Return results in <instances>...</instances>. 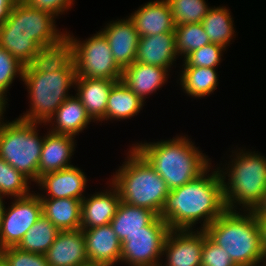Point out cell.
<instances>
[{"label": "cell", "instance_id": "6da1fadb", "mask_svg": "<svg viewBox=\"0 0 266 266\" xmlns=\"http://www.w3.org/2000/svg\"><path fill=\"white\" fill-rule=\"evenodd\" d=\"M76 79L75 62L66 51L46 55L43 59L24 67L23 79L26 85L30 109L19 119L26 122H46L59 106L71 95Z\"/></svg>", "mask_w": 266, "mask_h": 266}, {"label": "cell", "instance_id": "7a4b0ae2", "mask_svg": "<svg viewBox=\"0 0 266 266\" xmlns=\"http://www.w3.org/2000/svg\"><path fill=\"white\" fill-rule=\"evenodd\" d=\"M210 169L211 166L193 181L169 191L159 217L170 229L192 230L200 220L203 222L199 229L204 230L227 210L218 167L209 174Z\"/></svg>", "mask_w": 266, "mask_h": 266}, {"label": "cell", "instance_id": "3957f363", "mask_svg": "<svg viewBox=\"0 0 266 266\" xmlns=\"http://www.w3.org/2000/svg\"><path fill=\"white\" fill-rule=\"evenodd\" d=\"M166 182L169 190L181 187L203 174L211 165L210 158L186 136L170 140L133 144Z\"/></svg>", "mask_w": 266, "mask_h": 266}, {"label": "cell", "instance_id": "277c9868", "mask_svg": "<svg viewBox=\"0 0 266 266\" xmlns=\"http://www.w3.org/2000/svg\"><path fill=\"white\" fill-rule=\"evenodd\" d=\"M226 210L204 229L237 266L266 264L257 217L252 211Z\"/></svg>", "mask_w": 266, "mask_h": 266}, {"label": "cell", "instance_id": "5b68a950", "mask_svg": "<svg viewBox=\"0 0 266 266\" xmlns=\"http://www.w3.org/2000/svg\"><path fill=\"white\" fill-rule=\"evenodd\" d=\"M126 159L110 182L117 188L122 202L146 208L159 216L170 191L166 182L133 146Z\"/></svg>", "mask_w": 266, "mask_h": 266}, {"label": "cell", "instance_id": "8992f818", "mask_svg": "<svg viewBox=\"0 0 266 266\" xmlns=\"http://www.w3.org/2000/svg\"><path fill=\"white\" fill-rule=\"evenodd\" d=\"M245 150L239 149L236 153L232 151L234 155L231 156L235 157L231 158L232 164H227L223 170L218 167L228 210H237L239 205V210L243 208L244 211H252L266 191V157L258 152Z\"/></svg>", "mask_w": 266, "mask_h": 266}, {"label": "cell", "instance_id": "52a82bcc", "mask_svg": "<svg viewBox=\"0 0 266 266\" xmlns=\"http://www.w3.org/2000/svg\"><path fill=\"white\" fill-rule=\"evenodd\" d=\"M37 124L17 118L0 127V157L35 183L44 140L38 136Z\"/></svg>", "mask_w": 266, "mask_h": 266}, {"label": "cell", "instance_id": "ba28073f", "mask_svg": "<svg viewBox=\"0 0 266 266\" xmlns=\"http://www.w3.org/2000/svg\"><path fill=\"white\" fill-rule=\"evenodd\" d=\"M66 51L74 59L76 78L121 80L122 69L100 31L83 41L66 31Z\"/></svg>", "mask_w": 266, "mask_h": 266}, {"label": "cell", "instance_id": "9c48e42d", "mask_svg": "<svg viewBox=\"0 0 266 266\" xmlns=\"http://www.w3.org/2000/svg\"><path fill=\"white\" fill-rule=\"evenodd\" d=\"M56 17L52 14L17 1L4 22L10 31H23L30 35L48 55L66 50V32L56 28Z\"/></svg>", "mask_w": 266, "mask_h": 266}, {"label": "cell", "instance_id": "30bf717a", "mask_svg": "<svg viewBox=\"0 0 266 266\" xmlns=\"http://www.w3.org/2000/svg\"><path fill=\"white\" fill-rule=\"evenodd\" d=\"M170 230L169 225L157 216L148 226L121 242L120 262L129 266H160Z\"/></svg>", "mask_w": 266, "mask_h": 266}, {"label": "cell", "instance_id": "8fae6325", "mask_svg": "<svg viewBox=\"0 0 266 266\" xmlns=\"http://www.w3.org/2000/svg\"><path fill=\"white\" fill-rule=\"evenodd\" d=\"M42 215L38 193L14 198L12 205L4 206L0 225V250L17 247L26 232Z\"/></svg>", "mask_w": 266, "mask_h": 266}, {"label": "cell", "instance_id": "7c38bea8", "mask_svg": "<svg viewBox=\"0 0 266 266\" xmlns=\"http://www.w3.org/2000/svg\"><path fill=\"white\" fill-rule=\"evenodd\" d=\"M203 244V229H171L162 254L166 260L160 266H201Z\"/></svg>", "mask_w": 266, "mask_h": 266}, {"label": "cell", "instance_id": "4fadbf2b", "mask_svg": "<svg viewBox=\"0 0 266 266\" xmlns=\"http://www.w3.org/2000/svg\"><path fill=\"white\" fill-rule=\"evenodd\" d=\"M100 32L107 39L113 58L122 70L135 62L140 36L129 16L110 21Z\"/></svg>", "mask_w": 266, "mask_h": 266}, {"label": "cell", "instance_id": "5bb4252c", "mask_svg": "<svg viewBox=\"0 0 266 266\" xmlns=\"http://www.w3.org/2000/svg\"><path fill=\"white\" fill-rule=\"evenodd\" d=\"M87 177L84 172L72 165L59 171L43 174L39 177V189L46 191L47 195L39 194L40 198H74L81 200L85 197Z\"/></svg>", "mask_w": 266, "mask_h": 266}, {"label": "cell", "instance_id": "9a60e30c", "mask_svg": "<svg viewBox=\"0 0 266 266\" xmlns=\"http://www.w3.org/2000/svg\"><path fill=\"white\" fill-rule=\"evenodd\" d=\"M82 232L89 265L114 266L121 261V242L110 224Z\"/></svg>", "mask_w": 266, "mask_h": 266}, {"label": "cell", "instance_id": "2e32d148", "mask_svg": "<svg viewBox=\"0 0 266 266\" xmlns=\"http://www.w3.org/2000/svg\"><path fill=\"white\" fill-rule=\"evenodd\" d=\"M50 266H87L85 237L81 229L60 231L45 253Z\"/></svg>", "mask_w": 266, "mask_h": 266}, {"label": "cell", "instance_id": "e0dca14e", "mask_svg": "<svg viewBox=\"0 0 266 266\" xmlns=\"http://www.w3.org/2000/svg\"><path fill=\"white\" fill-rule=\"evenodd\" d=\"M109 190L84 197L81 205V230L110 224L121 202L117 188L110 182Z\"/></svg>", "mask_w": 266, "mask_h": 266}, {"label": "cell", "instance_id": "ac0fdd59", "mask_svg": "<svg viewBox=\"0 0 266 266\" xmlns=\"http://www.w3.org/2000/svg\"><path fill=\"white\" fill-rule=\"evenodd\" d=\"M129 18L133 21L140 37L174 32L170 4L167 0H154L141 5Z\"/></svg>", "mask_w": 266, "mask_h": 266}, {"label": "cell", "instance_id": "d6986e66", "mask_svg": "<svg viewBox=\"0 0 266 266\" xmlns=\"http://www.w3.org/2000/svg\"><path fill=\"white\" fill-rule=\"evenodd\" d=\"M177 58L175 32L140 37L136 62L158 66L169 71Z\"/></svg>", "mask_w": 266, "mask_h": 266}, {"label": "cell", "instance_id": "ffe728a7", "mask_svg": "<svg viewBox=\"0 0 266 266\" xmlns=\"http://www.w3.org/2000/svg\"><path fill=\"white\" fill-rule=\"evenodd\" d=\"M47 133L44 136L40 155L39 177L72 166L70 159L75 151V137L56 134L50 130Z\"/></svg>", "mask_w": 266, "mask_h": 266}, {"label": "cell", "instance_id": "44dd1931", "mask_svg": "<svg viewBox=\"0 0 266 266\" xmlns=\"http://www.w3.org/2000/svg\"><path fill=\"white\" fill-rule=\"evenodd\" d=\"M167 69L141 62H134L122 70L121 81L143 102L167 82Z\"/></svg>", "mask_w": 266, "mask_h": 266}, {"label": "cell", "instance_id": "7402d4cb", "mask_svg": "<svg viewBox=\"0 0 266 266\" xmlns=\"http://www.w3.org/2000/svg\"><path fill=\"white\" fill-rule=\"evenodd\" d=\"M120 80L76 78V97L82 102L90 118L104 121L108 95L112 86Z\"/></svg>", "mask_w": 266, "mask_h": 266}, {"label": "cell", "instance_id": "603a6c76", "mask_svg": "<svg viewBox=\"0 0 266 266\" xmlns=\"http://www.w3.org/2000/svg\"><path fill=\"white\" fill-rule=\"evenodd\" d=\"M93 121L82 102L75 96L67 98L46 122L50 123L51 131L56 134L75 137Z\"/></svg>", "mask_w": 266, "mask_h": 266}, {"label": "cell", "instance_id": "cb8c5ba5", "mask_svg": "<svg viewBox=\"0 0 266 266\" xmlns=\"http://www.w3.org/2000/svg\"><path fill=\"white\" fill-rule=\"evenodd\" d=\"M40 201L42 214L60 231L80 229L81 200L74 198H40Z\"/></svg>", "mask_w": 266, "mask_h": 266}, {"label": "cell", "instance_id": "d4e9b609", "mask_svg": "<svg viewBox=\"0 0 266 266\" xmlns=\"http://www.w3.org/2000/svg\"><path fill=\"white\" fill-rule=\"evenodd\" d=\"M0 46L7 50L24 66L31 65L48 55L30 35L23 31H10L0 26Z\"/></svg>", "mask_w": 266, "mask_h": 266}, {"label": "cell", "instance_id": "484cf974", "mask_svg": "<svg viewBox=\"0 0 266 266\" xmlns=\"http://www.w3.org/2000/svg\"><path fill=\"white\" fill-rule=\"evenodd\" d=\"M144 103L126 84L117 81L111 88L104 120H126L138 115Z\"/></svg>", "mask_w": 266, "mask_h": 266}, {"label": "cell", "instance_id": "4316f807", "mask_svg": "<svg viewBox=\"0 0 266 266\" xmlns=\"http://www.w3.org/2000/svg\"><path fill=\"white\" fill-rule=\"evenodd\" d=\"M157 216L151 210L132 206L121 201L110 225L120 242H122L126 236H130L142 230V227L148 226Z\"/></svg>", "mask_w": 266, "mask_h": 266}, {"label": "cell", "instance_id": "83f0119b", "mask_svg": "<svg viewBox=\"0 0 266 266\" xmlns=\"http://www.w3.org/2000/svg\"><path fill=\"white\" fill-rule=\"evenodd\" d=\"M180 85L184 93L192 97L209 96L218 86V74L213 67H183Z\"/></svg>", "mask_w": 266, "mask_h": 266}, {"label": "cell", "instance_id": "f1b7e54d", "mask_svg": "<svg viewBox=\"0 0 266 266\" xmlns=\"http://www.w3.org/2000/svg\"><path fill=\"white\" fill-rule=\"evenodd\" d=\"M233 18L225 6L211 7L206 16L202 19V26L209 36L211 43L221 45L226 49L235 36Z\"/></svg>", "mask_w": 266, "mask_h": 266}, {"label": "cell", "instance_id": "f546056e", "mask_svg": "<svg viewBox=\"0 0 266 266\" xmlns=\"http://www.w3.org/2000/svg\"><path fill=\"white\" fill-rule=\"evenodd\" d=\"M59 232L60 230L42 214L17 247L22 251L45 255Z\"/></svg>", "mask_w": 266, "mask_h": 266}, {"label": "cell", "instance_id": "4dcf8cb0", "mask_svg": "<svg viewBox=\"0 0 266 266\" xmlns=\"http://www.w3.org/2000/svg\"><path fill=\"white\" fill-rule=\"evenodd\" d=\"M175 49L178 57L184 58L191 52L211 43L201 23L175 25Z\"/></svg>", "mask_w": 266, "mask_h": 266}, {"label": "cell", "instance_id": "1f68e13d", "mask_svg": "<svg viewBox=\"0 0 266 266\" xmlns=\"http://www.w3.org/2000/svg\"><path fill=\"white\" fill-rule=\"evenodd\" d=\"M31 180L0 157V195L23 197L31 194Z\"/></svg>", "mask_w": 266, "mask_h": 266}, {"label": "cell", "instance_id": "d6a6232c", "mask_svg": "<svg viewBox=\"0 0 266 266\" xmlns=\"http://www.w3.org/2000/svg\"><path fill=\"white\" fill-rule=\"evenodd\" d=\"M175 25L201 23L211 7L205 0H167Z\"/></svg>", "mask_w": 266, "mask_h": 266}, {"label": "cell", "instance_id": "836d02e7", "mask_svg": "<svg viewBox=\"0 0 266 266\" xmlns=\"http://www.w3.org/2000/svg\"><path fill=\"white\" fill-rule=\"evenodd\" d=\"M226 50L218 44L209 43L188 54L182 67H213L220 65L222 53ZM223 51V52H222Z\"/></svg>", "mask_w": 266, "mask_h": 266}, {"label": "cell", "instance_id": "e575fe53", "mask_svg": "<svg viewBox=\"0 0 266 266\" xmlns=\"http://www.w3.org/2000/svg\"><path fill=\"white\" fill-rule=\"evenodd\" d=\"M24 67L22 63L0 46V94L3 97L6 98L7 90L16 77L20 76V79H23Z\"/></svg>", "mask_w": 266, "mask_h": 266}, {"label": "cell", "instance_id": "d590c367", "mask_svg": "<svg viewBox=\"0 0 266 266\" xmlns=\"http://www.w3.org/2000/svg\"><path fill=\"white\" fill-rule=\"evenodd\" d=\"M0 260L6 266H50L45 255L22 251L18 247L0 250Z\"/></svg>", "mask_w": 266, "mask_h": 266}, {"label": "cell", "instance_id": "8d00e7d4", "mask_svg": "<svg viewBox=\"0 0 266 266\" xmlns=\"http://www.w3.org/2000/svg\"><path fill=\"white\" fill-rule=\"evenodd\" d=\"M201 266H237L231 257L215 244L204 231V244L202 247Z\"/></svg>", "mask_w": 266, "mask_h": 266}, {"label": "cell", "instance_id": "74e56055", "mask_svg": "<svg viewBox=\"0 0 266 266\" xmlns=\"http://www.w3.org/2000/svg\"><path fill=\"white\" fill-rule=\"evenodd\" d=\"M75 0H24V2L35 9L46 11L56 18L68 11L74 5Z\"/></svg>", "mask_w": 266, "mask_h": 266}, {"label": "cell", "instance_id": "f35d334b", "mask_svg": "<svg viewBox=\"0 0 266 266\" xmlns=\"http://www.w3.org/2000/svg\"><path fill=\"white\" fill-rule=\"evenodd\" d=\"M16 0H0V26L9 18Z\"/></svg>", "mask_w": 266, "mask_h": 266}, {"label": "cell", "instance_id": "ab89813d", "mask_svg": "<svg viewBox=\"0 0 266 266\" xmlns=\"http://www.w3.org/2000/svg\"><path fill=\"white\" fill-rule=\"evenodd\" d=\"M257 220L260 228L262 249L264 254L266 255V216L257 217Z\"/></svg>", "mask_w": 266, "mask_h": 266}, {"label": "cell", "instance_id": "60d3db41", "mask_svg": "<svg viewBox=\"0 0 266 266\" xmlns=\"http://www.w3.org/2000/svg\"><path fill=\"white\" fill-rule=\"evenodd\" d=\"M256 217H263L266 216V191L262 196L260 202L255 206L252 210Z\"/></svg>", "mask_w": 266, "mask_h": 266}, {"label": "cell", "instance_id": "b9f144b4", "mask_svg": "<svg viewBox=\"0 0 266 266\" xmlns=\"http://www.w3.org/2000/svg\"><path fill=\"white\" fill-rule=\"evenodd\" d=\"M7 99L8 98H5L3 97L1 94H0V127L3 125L4 123V112L6 111V105H8L7 103Z\"/></svg>", "mask_w": 266, "mask_h": 266}, {"label": "cell", "instance_id": "7bdbcfd3", "mask_svg": "<svg viewBox=\"0 0 266 266\" xmlns=\"http://www.w3.org/2000/svg\"><path fill=\"white\" fill-rule=\"evenodd\" d=\"M3 198L4 196L0 195V225H1V221H2V213H3V209H4V202H3Z\"/></svg>", "mask_w": 266, "mask_h": 266}, {"label": "cell", "instance_id": "ee69618b", "mask_svg": "<svg viewBox=\"0 0 266 266\" xmlns=\"http://www.w3.org/2000/svg\"><path fill=\"white\" fill-rule=\"evenodd\" d=\"M0 266H6V265L0 260Z\"/></svg>", "mask_w": 266, "mask_h": 266}, {"label": "cell", "instance_id": "f6af8a7d", "mask_svg": "<svg viewBox=\"0 0 266 266\" xmlns=\"http://www.w3.org/2000/svg\"><path fill=\"white\" fill-rule=\"evenodd\" d=\"M87 266H103V265H87Z\"/></svg>", "mask_w": 266, "mask_h": 266}]
</instances>
